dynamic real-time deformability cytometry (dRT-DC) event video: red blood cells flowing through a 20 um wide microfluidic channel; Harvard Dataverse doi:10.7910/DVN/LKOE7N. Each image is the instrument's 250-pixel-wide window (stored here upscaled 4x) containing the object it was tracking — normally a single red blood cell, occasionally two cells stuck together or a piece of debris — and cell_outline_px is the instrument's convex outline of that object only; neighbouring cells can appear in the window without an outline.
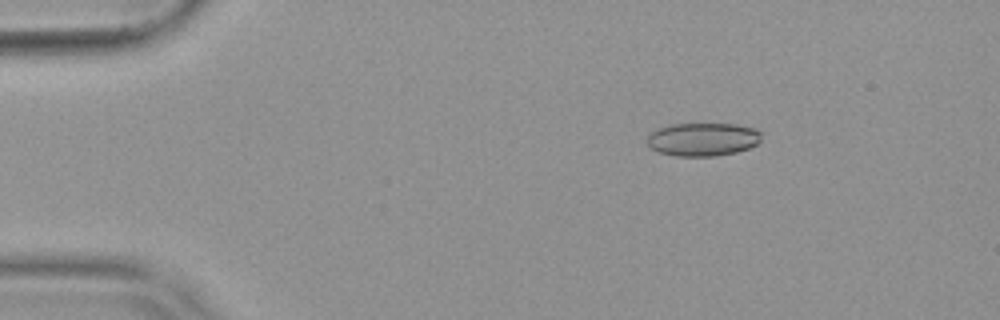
{"species": "common noctule bat (a hibernating species)", "species_latin": "Nyctalus noctula", "temperature_condition": "warm", "stored_images_in_passage": 54, "camera_frame_rate_fps": 3000, "um_per_image_px": 0.085, "animal": {"sex": "female", "body_mass_g": 19.9}, "frame": {"image": 1, "passage_image": 9, "time_ms": 2.667, "image_size_px": [1000, 320], "cell_outline_px": [[764, 132], [760, 140], [756, 144], [748, 148], [736, 152], [716, 156], [676, 156], [660, 152], [648, 148], [644, 140], [652, 132], [660, 128], [672, 124], [736, 124], [756, 128]], "centroid_in_image_um": [59.74, 11.84], "position_along_channel_um": 25.3, "area_um2": 22.43}}
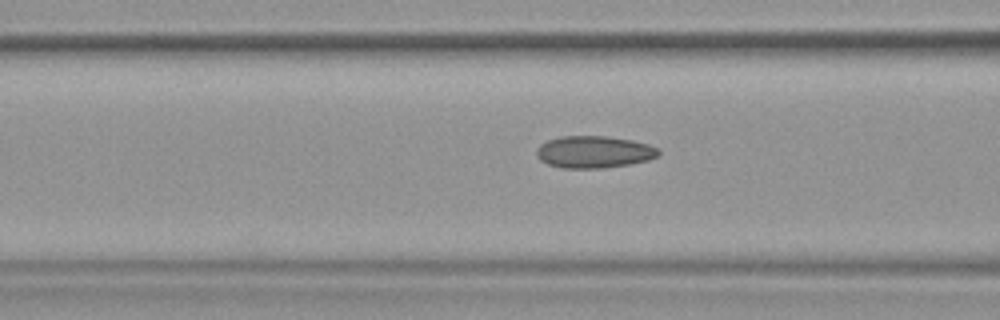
{"frame": {"image": 2, "passage_image": 22, "time_ms": 7.0, "image_size_px": [1000, 320], "cell_outline_px": [[660, 156], [648, 160], [628, 164], [604, 168], [564, 168], [548, 164], [540, 160], [536, 156], [536, 148], [540, 144], [548, 140], [560, 136], [608, 136], [632, 140], [648, 144], [660, 148]], "centroid_in_image_um": [50.5, 12.91], "position_along_channel_um": 116.1, "area_um2": 23.0}}
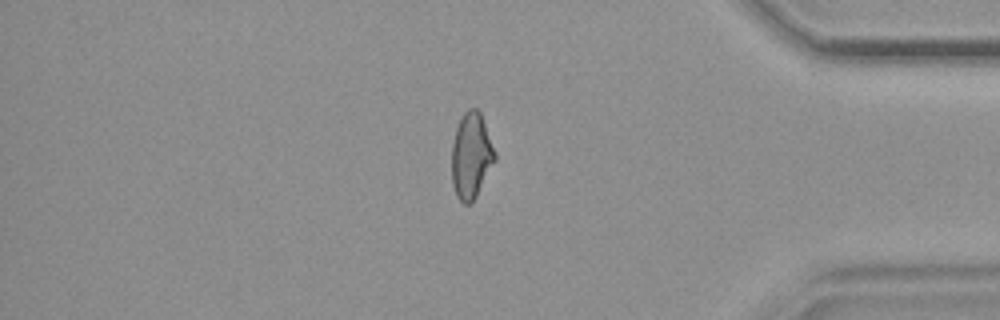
{"frame": {"image": 3, "passage_image": 46, "time_ms": 15.0, "image_size_px": [1000, 320], "cell_outline_px": [[496, 160], [472, 204], [464, 204], [456, 196], [452, 184], [452, 144], [456, 128], [464, 112], [468, 108], [476, 108], [480, 112], [496, 152]], "centroid_in_image_um": [40.06, 13.26], "position_along_channel_um": 395.1, "area_um2": 21.68}, "authors_computed_cell_mechanics": {"area_um2": 22.1374, "velocity_mm_per_s": 3.8079, "shape_relaxation_time_tau1_ms": null, "shape_relaxation_time_tau2_ms": 2.0193, "deformation_change_tau1": null, "deformation_change_tau2": 0.0922}}